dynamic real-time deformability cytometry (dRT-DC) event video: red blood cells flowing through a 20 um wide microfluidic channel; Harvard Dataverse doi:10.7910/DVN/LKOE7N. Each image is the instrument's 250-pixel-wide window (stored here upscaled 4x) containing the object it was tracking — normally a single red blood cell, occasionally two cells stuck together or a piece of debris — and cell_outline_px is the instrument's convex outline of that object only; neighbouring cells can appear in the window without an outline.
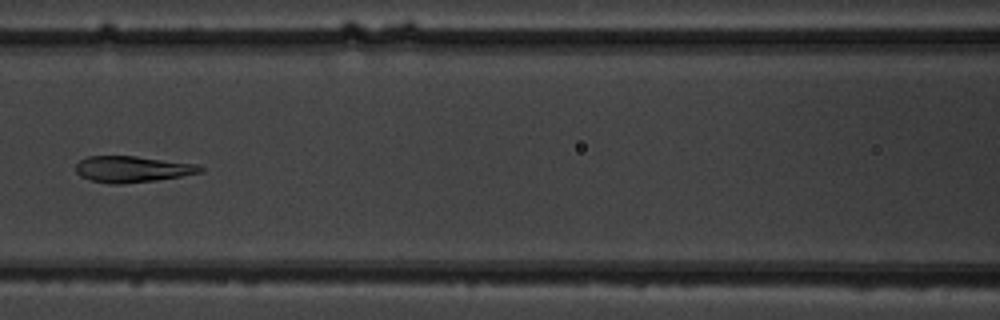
{"species": "common noctule bat (a hibernating species)", "species_latin": "Nyctalus noctula", "temperature_condition": "warm", "stored_images_in_passage": 5, "camera_frame_rate_fps": 3000, "um_per_image_px": 0.085, "animal": {"sex": "male", "body_mass_g": 19.5, "forearm_length_mm": 54.6}, "frame": {"image": 1, "passage_image": 5, "time_ms": 5.333, "image_size_px": [1000, 320], "cell_outline_px": [[204, 172], [156, 180], [124, 184], [108, 184], [92, 180], [80, 176], [76, 172], [76, 164], [80, 160], [88, 156], [136, 156], [196, 164], [204, 168]], "centroid_in_image_um": [11.24, 14.38], "position_along_channel_um": 155.4, "area_um2": 19.02}}